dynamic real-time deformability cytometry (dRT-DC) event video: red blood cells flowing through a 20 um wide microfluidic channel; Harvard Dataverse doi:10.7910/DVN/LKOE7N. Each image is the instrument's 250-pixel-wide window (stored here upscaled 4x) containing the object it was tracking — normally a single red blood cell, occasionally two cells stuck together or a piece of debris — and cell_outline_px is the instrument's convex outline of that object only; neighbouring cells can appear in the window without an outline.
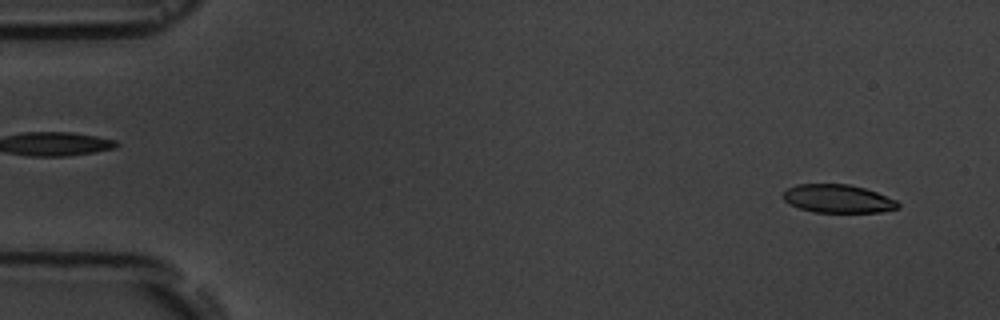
{"species": "common noctule bat (a hibernating species)", "species_latin": "Nyctalus noctula", "temperature_condition": "room temperature", "stored_images_in_passage": 5, "segment_of_instrument_passage": [1, 2], "camera_frame_rate_fps": 3000, "um_per_image_px": 0.085, "animal": {"sex": "male", "body_mass_g": 19.5, "forearm_length_mm": 54.6}, "frame": {"image": 1, "passage_image": 1, "time_ms": 0.0, "image_size_px": [1000, 320], "cell_outline_px": [[900, 208], [880, 212], [812, 212], [800, 208], [784, 200], [784, 192], [788, 188], [796, 184], [848, 184], [864, 188], [876, 192], [896, 200], [900, 204]], "centroid_in_image_um": [71.25, 16.89], "position_along_channel_um": 13.8, "area_um2": 18.79}}